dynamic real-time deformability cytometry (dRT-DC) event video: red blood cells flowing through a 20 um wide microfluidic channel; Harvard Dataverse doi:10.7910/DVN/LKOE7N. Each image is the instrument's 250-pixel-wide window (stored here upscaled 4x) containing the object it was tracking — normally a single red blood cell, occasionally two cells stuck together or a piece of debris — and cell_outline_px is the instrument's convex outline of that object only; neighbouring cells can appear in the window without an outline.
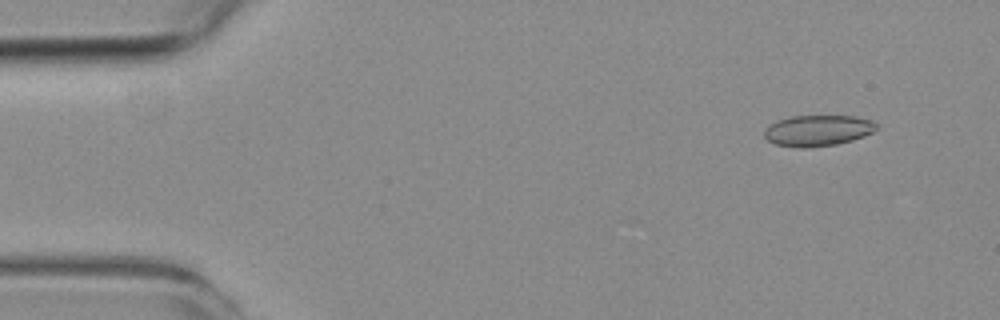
{"species": "common noctule bat (a hibernating species)", "species_latin": "Nyctalus noctula", "temperature_condition": "room temperature", "stored_images_in_passage": 5, "camera_frame_rate_fps": 3000, "um_per_image_px": 0.085, "animal": {"sex": "female", "body_mass_g": 19.3, "forearm_length_mm": 54.1}, "frame": {"image": 1, "passage_image": 2, "time_ms": 1.0, "image_size_px": [1000, 320], "cell_outline_px": [[876, 128], [872, 132], [864, 136], [852, 140], [836, 144], [808, 148], [800, 148], [776, 144], [768, 140], [764, 136], [764, 128], [776, 120], [792, 116], [856, 116], [872, 120], [876, 124]], "centroid_in_image_um": [69.48, 11.09], "position_along_channel_um": 15.5, "area_um2": 20.29}}
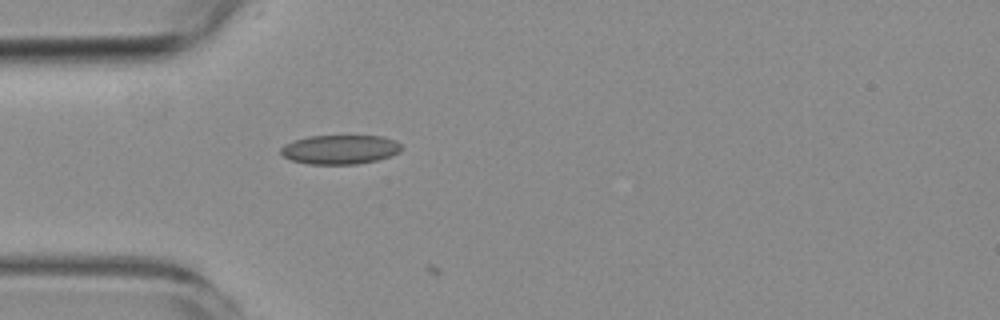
{"frame": {"image": 2, "passage_image": 5, "time_ms": 4.667, "image_size_px": [1000, 320], "cell_outline_px": [[404, 148], [400, 152], [376, 160], [356, 164], [308, 164], [292, 160], [284, 156], [280, 152], [280, 148], [284, 144], [308, 136], [380, 136], [396, 140]], "centroid_in_image_um": [28.91, 12.7], "position_along_channel_um": 56.1, "area_um2": 20.46}}